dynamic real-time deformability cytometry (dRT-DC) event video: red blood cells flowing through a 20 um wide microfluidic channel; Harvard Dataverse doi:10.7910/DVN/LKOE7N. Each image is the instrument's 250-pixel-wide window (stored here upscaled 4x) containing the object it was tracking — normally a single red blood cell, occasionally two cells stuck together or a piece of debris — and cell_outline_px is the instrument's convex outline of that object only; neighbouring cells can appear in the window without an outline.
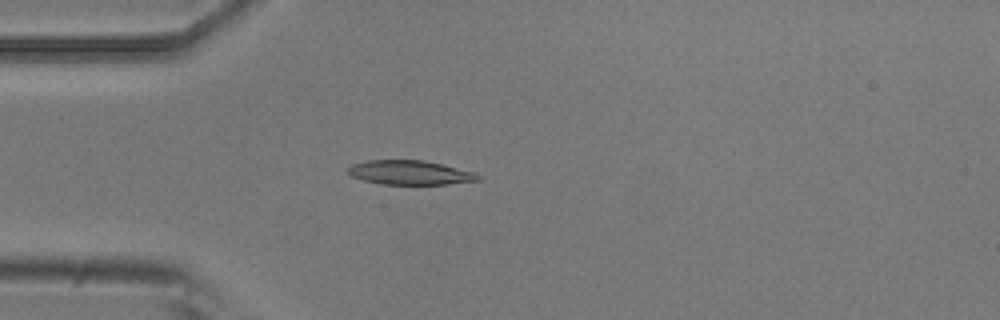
{"species": "common noctule bat (a hibernating species)", "species_latin": "Nyctalus noctula", "temperature_condition": "room temperature", "stored_images_in_passage": 5, "camera_frame_rate_fps": 3000, "um_per_image_px": 0.085, "animal": {"sex": "male", "body_mass_g": 20.5, "forearm_length_mm": 52.5}, "frame": {"image": 1, "passage_image": 4, "time_ms": 1.0, "image_size_px": [1000, 320], "cell_outline_px": [[484, 176], [480, 180], [448, 184], [380, 184], [364, 180], [352, 176], [348, 172], [348, 168], [352, 164], [368, 160], [424, 160], [476, 172]], "centroid_in_image_um": [34.9, 14.67], "position_along_channel_um": 50.1, "area_um2": 18.44}}